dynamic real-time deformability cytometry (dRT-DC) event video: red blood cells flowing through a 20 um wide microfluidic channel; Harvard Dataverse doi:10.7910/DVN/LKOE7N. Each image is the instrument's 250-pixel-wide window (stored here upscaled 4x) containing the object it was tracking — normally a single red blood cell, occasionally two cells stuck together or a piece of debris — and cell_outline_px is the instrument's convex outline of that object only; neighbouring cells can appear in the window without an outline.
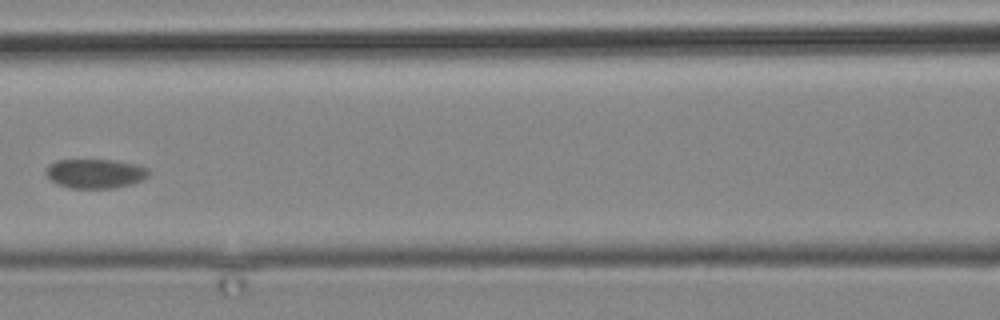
{"species": "common noctule bat (a hibernating species)", "species_latin": "Nyctalus noctula", "temperature_condition": "cold", "stored_images_in_passage": 3, "camera_frame_rate_fps": 3000, "um_per_image_px": 0.085, "animal": {"sex": "male", "body_mass_g": 19.2, "forearm_length_mm": 51.8}, "frame": {"image": 1, "passage_image": 3, "time_ms": 3.0, "image_size_px": [1000, 320], "cell_outline_px": [[148, 176], [144, 180], [132, 184], [112, 188], [72, 188], [56, 184], [44, 172], [48, 164], [56, 160], [112, 160], [140, 164], [148, 168]], "centroid_in_image_um": [8.11, 14.74], "position_along_channel_um": 158.5, "area_um2": 17.74}}